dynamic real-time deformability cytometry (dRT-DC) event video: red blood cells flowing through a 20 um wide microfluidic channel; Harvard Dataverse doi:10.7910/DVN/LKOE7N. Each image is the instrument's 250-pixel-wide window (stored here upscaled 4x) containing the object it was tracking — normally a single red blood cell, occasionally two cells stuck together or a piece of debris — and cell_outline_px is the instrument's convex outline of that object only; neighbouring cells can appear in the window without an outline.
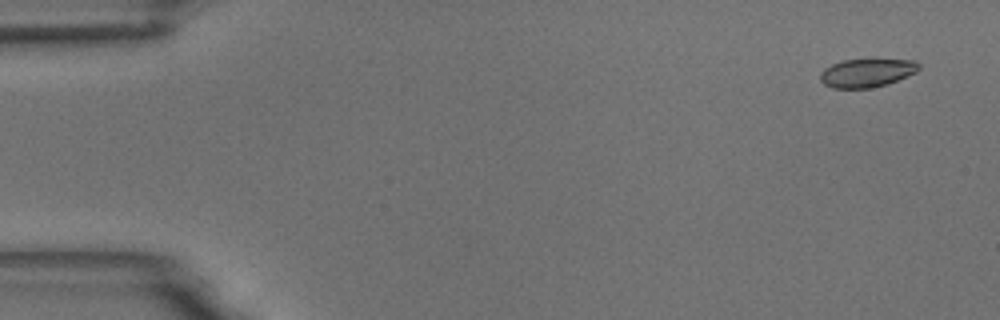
{"species": "common noctule bat (a hibernating species)", "species_latin": "Nyctalus noctula", "temperature_condition": "room temperature", "stored_images_in_passage": 57, "camera_frame_rate_fps": 3000, "um_per_image_px": 0.085, "animal": {"sex": "male", "body_mass_g": 18.8}, "frame": {"image": 1, "passage_image": 1, "time_ms": 0.0, "image_size_px": [1000, 320], "cell_outline_px": [[920, 68], [916, 72], [888, 84], [868, 88], [832, 88], [824, 84], [820, 80], [820, 72], [824, 68], [832, 64], [844, 60], [916, 60], [920, 64]], "centroid_in_image_um": [73.67, 6.2], "position_along_channel_um": 11.3, "area_um2": 16.24}}
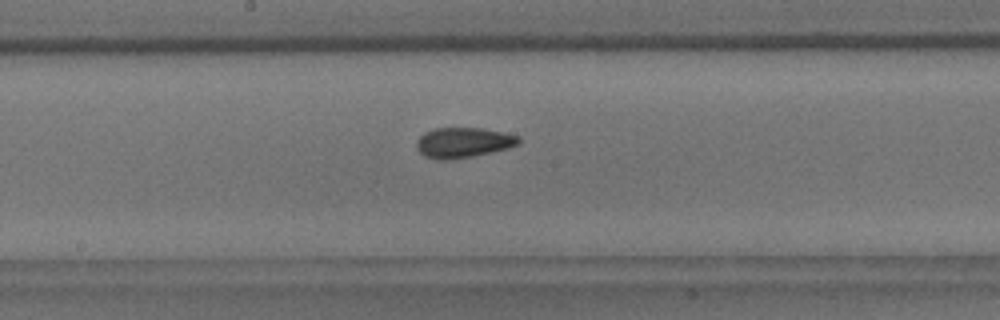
{"frame": {"image": 2, "passage_image": 29, "time_ms": 9.333, "image_size_px": [1000, 320], "cell_outline_px": [[520, 144], [508, 148], [492, 152], [452, 160], [436, 160], [424, 156], [416, 148], [416, 140], [424, 132], [432, 128], [484, 128], [504, 132], [520, 136]], "centroid_in_image_um": [39.37, 12.12], "position_along_channel_um": 208.8, "area_um2": 18.32}}
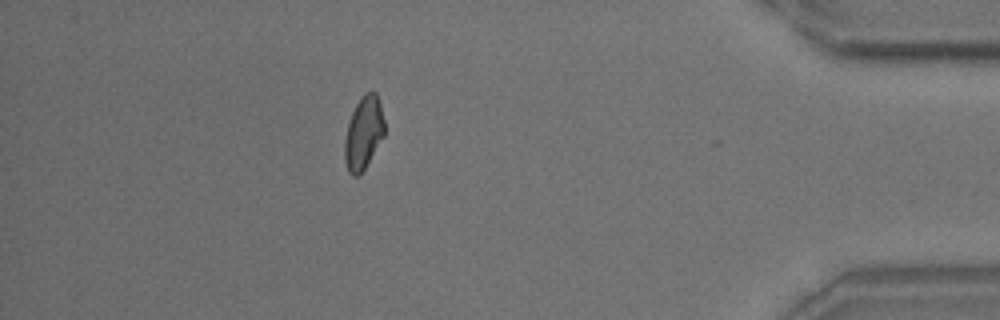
{"frame": {"image": 3, "passage_image": 50, "time_ms": 16.333, "image_size_px": [1000, 320], "cell_outline_px": [[384, 136], [360, 176], [352, 176], [348, 172], [344, 160], [344, 140], [348, 124], [352, 112], [360, 96], [364, 92], [376, 92], [380, 100], [384, 120]], "centroid_in_image_um": [30.9, 11.3], "position_along_channel_um": 404.3, "area_um2": 17.17}, "authors_computed_cell_mechanics": {"area_um2": 17.2822, "velocity_mm_per_s": 3.4354, "shape_relaxation_time_tau1_ms": 8.2044, "shape_relaxation_time_tau2_ms": 1.7494, "deformation_change_tau1": 0.1624, "deformation_change_tau2": 0.0643}}